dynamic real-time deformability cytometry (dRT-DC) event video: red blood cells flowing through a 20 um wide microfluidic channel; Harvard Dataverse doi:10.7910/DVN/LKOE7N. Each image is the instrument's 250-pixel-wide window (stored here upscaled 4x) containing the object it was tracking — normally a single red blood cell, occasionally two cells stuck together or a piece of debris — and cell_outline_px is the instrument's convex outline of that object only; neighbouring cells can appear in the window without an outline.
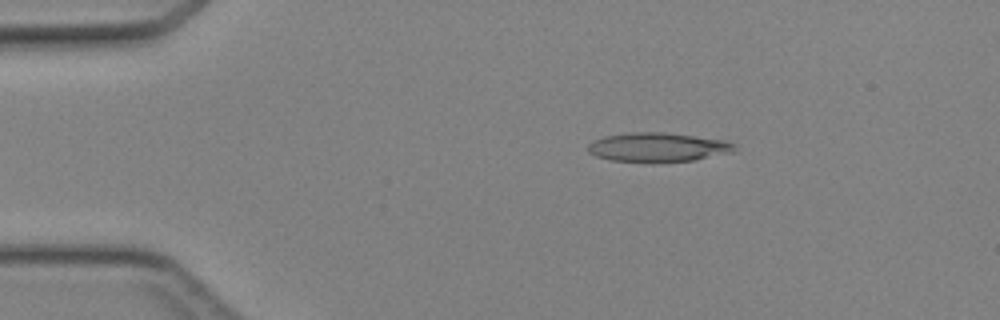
{"species": "Egyptian fruit bat (a non-hibernating species)", "species_latin": "Rousettus aegyptiacus", "temperature_condition": "cold", "stored_images_in_passage": 38, "camera_frame_rate_fps": 3000, "um_per_image_px": 0.085, "animal": {"sex": "female"}, "frame": {"image": 1, "passage_image": 1, "time_ms": 0.0, "image_size_px": [1000, 320], "cell_outline_px": [[736, 144], [728, 152], [696, 160], [608, 160], [596, 156], [588, 152], [588, 144], [592, 140], [604, 136], [632, 132], [664, 132], [728, 140]], "centroid_in_image_um": [55.87, 12.47], "position_along_channel_um": 29.1, "area_um2": 24.16}}
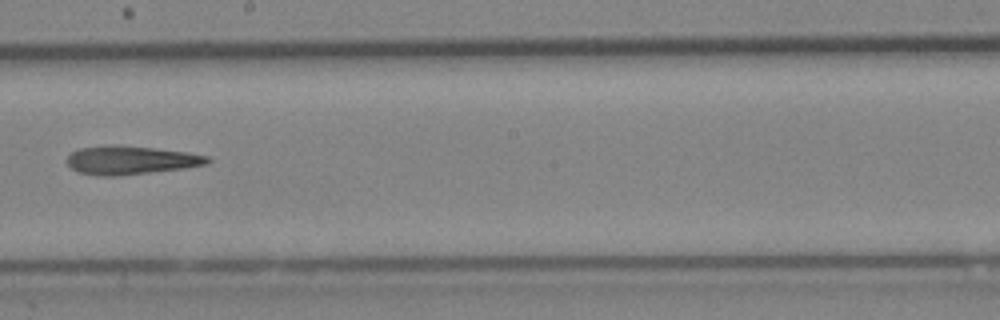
{"frame": {"image": 2, "passage_image": 19, "time_ms": 6.0, "image_size_px": [1000, 320], "cell_outline_px": [[212, 160], [208, 164], [184, 168], [116, 176], [100, 176], [76, 172], [68, 164], [68, 156], [72, 152], [80, 148], [104, 144], [112, 144], [152, 148], [188, 152], [208, 156]], "centroid_in_image_um": [11.1, 13.61], "position_along_channel_um": 237.1, "area_um2": 23.41}}
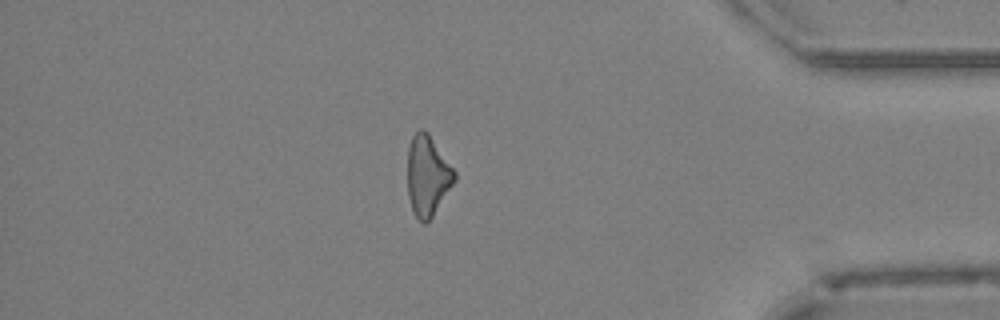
{"frame": {"image": 3, "passage_image": 32, "time_ms": 10.333, "image_size_px": [1000, 320], "cell_outline_px": [[456, 180], [432, 216], [424, 224], [416, 216], [412, 208], [408, 196], [408, 148], [412, 136], [420, 128], [424, 128], [428, 132], [456, 172]], "centroid_in_image_um": [36.34, 14.9], "position_along_channel_um": 398.9, "area_um2": 21.79}}